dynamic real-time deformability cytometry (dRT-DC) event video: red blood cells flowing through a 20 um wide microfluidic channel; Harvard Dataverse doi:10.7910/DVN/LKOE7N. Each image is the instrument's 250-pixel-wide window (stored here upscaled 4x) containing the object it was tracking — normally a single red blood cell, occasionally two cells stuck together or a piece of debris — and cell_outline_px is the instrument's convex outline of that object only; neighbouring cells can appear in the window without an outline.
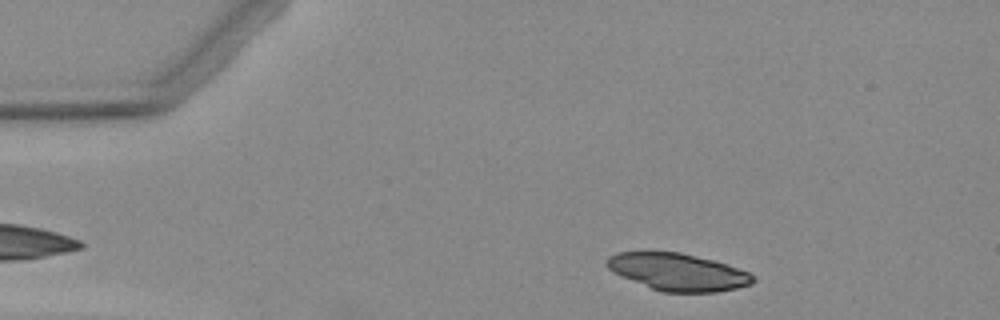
{"species": "Egyptian fruit bat (a non-hibernating species)", "species_latin": "Rousettus aegyptiacus", "temperature_condition": "warm", "stored_images_in_passage": 3, "camera_frame_rate_fps": 3000, "um_per_image_px": 0.085, "animal": {"sex": "female"}, "frame": {"image": 1, "passage_image": 1, "time_ms": 0.0, "image_size_px": [1000, 320], "cell_outline_px": [[756, 280], [752, 284], [736, 288], [716, 292], [660, 292], [620, 276], [612, 272], [604, 264], [604, 260], [608, 256], [620, 252], [680, 252], [728, 264], [748, 272]], "centroid_in_image_um": [57.58, 23.12], "position_along_channel_um": 27.4, "area_um2": 31.79}}